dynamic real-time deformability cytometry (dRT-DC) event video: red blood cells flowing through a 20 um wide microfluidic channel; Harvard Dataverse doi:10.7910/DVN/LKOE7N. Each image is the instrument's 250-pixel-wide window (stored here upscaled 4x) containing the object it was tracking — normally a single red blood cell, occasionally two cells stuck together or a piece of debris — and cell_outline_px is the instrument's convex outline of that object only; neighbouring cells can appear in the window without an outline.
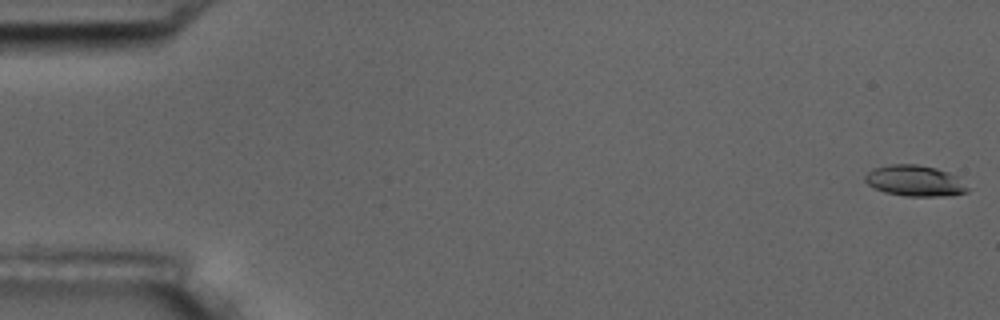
{"species": "common noctule bat (a hibernating species)", "species_latin": "Nyctalus noctula", "temperature_condition": "room temperature", "stored_images_in_passage": 12, "camera_frame_rate_fps": 3000, "um_per_image_px": 0.085, "animal": {"sex": "male", "body_mass_g": 17.5, "forearm_length_mm": 52.3}, "frame": {"image": 1, "passage_image": 1, "time_ms": 0.0, "image_size_px": [1000, 320], "cell_outline_px": [[972, 188], [968, 192], [948, 196], [904, 196], [884, 192], [868, 184], [864, 180], [864, 176], [868, 172], [876, 168], [892, 164], [916, 164], [936, 168], [948, 172], [956, 176]], "centroid_in_image_um": [77.82, 15.38], "position_along_channel_um": 7.2, "area_um2": 18.55}}
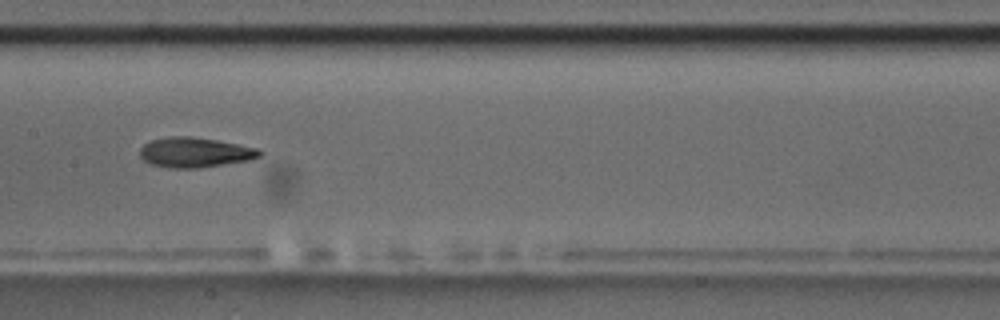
{"frame": {"image": 2, "passage_image": 9, "time_ms": 9.0, "image_size_px": [1000, 320], "cell_outline_px": [[264, 152], [260, 156], [248, 160], [200, 168], [168, 168], [152, 164], [144, 160], [140, 156], [140, 148], [144, 144], [152, 140], [168, 136], [192, 136], [216, 140], [256, 148]], "centroid_in_image_um": [16.54, 12.95], "position_along_channel_um": 190.9, "area_um2": 20.81}}
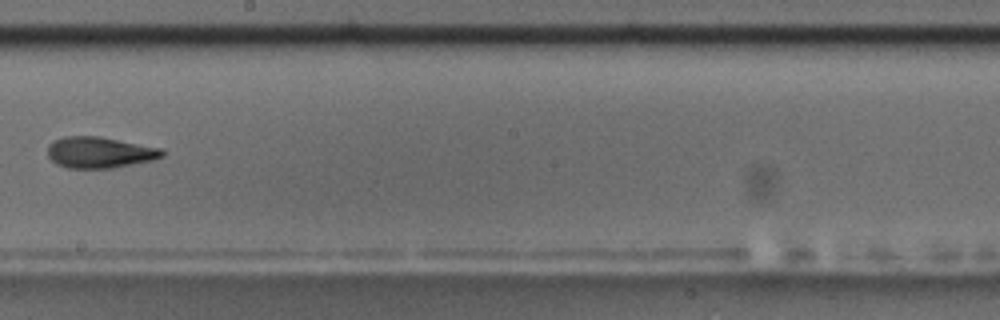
{"frame": {"image": 3, "passage_image": 10, "time_ms": 10.333, "image_size_px": [1000, 320], "cell_outline_px": [[164, 156], [152, 160], [112, 168], [68, 168], [56, 164], [48, 156], [48, 144], [52, 140], [64, 136], [96, 136], [160, 148], [164, 152]], "centroid_in_image_um": [8.41, 12.96], "position_along_channel_um": 239.8, "area_um2": 20.63}}